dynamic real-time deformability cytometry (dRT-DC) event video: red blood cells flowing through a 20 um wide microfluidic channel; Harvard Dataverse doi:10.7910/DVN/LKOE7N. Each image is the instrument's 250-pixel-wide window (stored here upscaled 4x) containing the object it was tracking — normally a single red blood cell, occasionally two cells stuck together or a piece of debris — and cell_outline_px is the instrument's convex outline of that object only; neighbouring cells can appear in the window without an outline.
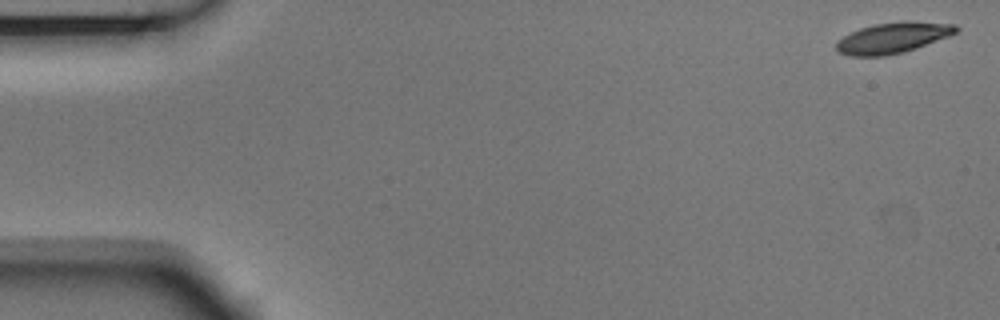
{"species": "Egyptian fruit bat (a non-hibernating species)", "species_latin": "Rousettus aegyptiacus", "temperature_condition": "room temperature", "stored_images_in_passage": 6, "camera_frame_rate_fps": 3000, "um_per_image_px": 0.085, "animal": {"sex": "male"}, "frame": {"image": 1, "passage_image": 1, "time_ms": 0.0, "image_size_px": [1000, 320], "cell_outline_px": [[960, 28], [956, 32], [948, 36], [916, 48], [904, 52], [884, 56], [848, 56], [840, 52], [836, 48], [836, 44], [844, 36], [860, 28], [876, 24], [904, 20], [912, 20], [956, 24]], "centroid_in_image_um": [75.93, 3.2], "position_along_channel_um": 9.1, "area_um2": 21.44}}
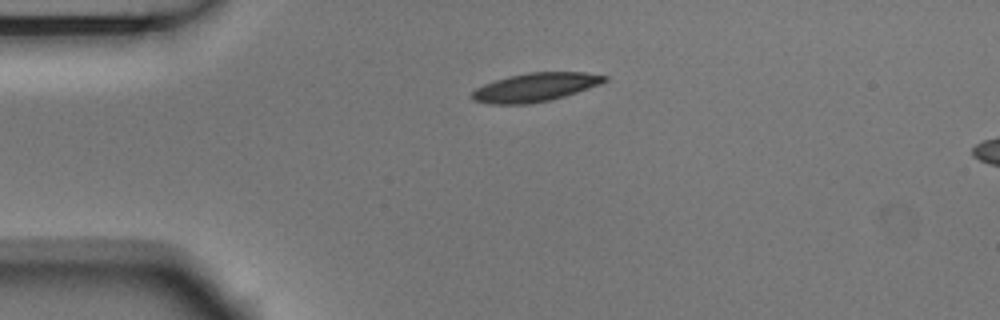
{"frame": {"image": 2, "passage_image": 4, "time_ms": 1.0, "image_size_px": [1000, 320], "cell_outline_px": [[608, 80], [600, 84], [552, 100], [528, 104], [488, 104], [472, 100], [472, 92], [476, 88], [484, 84], [508, 76], [528, 72], [584, 72], [608, 76]], "centroid_in_image_um": [45.49, 7.42], "position_along_channel_um": 39.5, "area_um2": 22.08}}
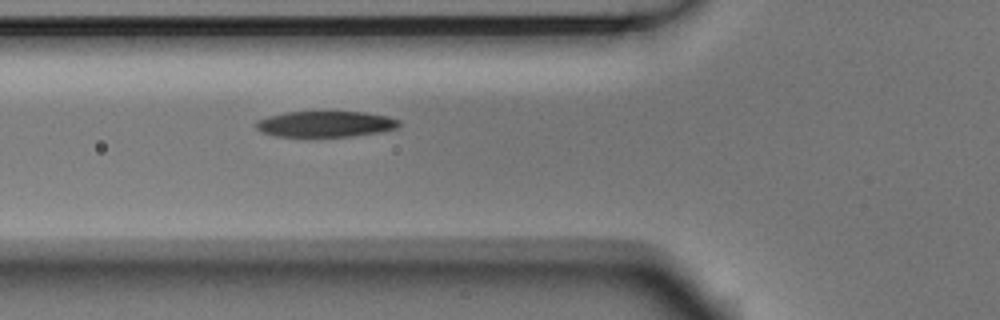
{"frame": {"image": 3, "passage_image": 6, "time_ms": 1.667, "image_size_px": [1000, 320], "cell_outline_px": [[400, 124], [396, 128], [380, 132], [352, 136], [276, 136], [260, 132], [256, 128], [256, 120], [268, 116], [284, 112], [328, 108], [364, 112], [388, 116], [400, 120]], "centroid_in_image_um": [27.65, 10.48], "position_along_channel_um": 98.2, "area_um2": 22.72}}